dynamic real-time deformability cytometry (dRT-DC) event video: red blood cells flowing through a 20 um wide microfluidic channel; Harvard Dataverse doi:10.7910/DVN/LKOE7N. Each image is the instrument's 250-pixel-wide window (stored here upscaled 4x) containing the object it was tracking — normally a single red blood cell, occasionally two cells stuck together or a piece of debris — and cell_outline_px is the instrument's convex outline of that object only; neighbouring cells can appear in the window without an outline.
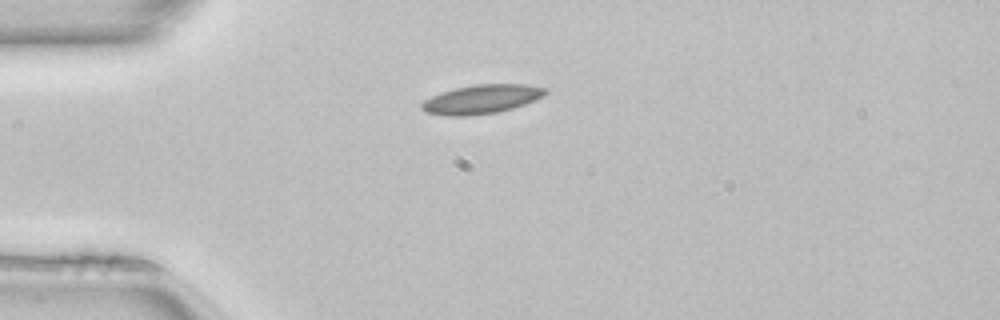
{"species": "common noctule bat (a hibernating species)", "species_latin": "Nyctalus noctula", "temperature_condition": "room temperature", "stored_images_in_passage": 38, "camera_frame_rate_fps": 3000, "um_per_image_px": 0.085, "animal": {"sex": "female", "body_mass_g": 22.7, "forearm_length_mm": 54.2}, "frame": {"image": 1, "passage_image": 1, "time_ms": 0.0, "image_size_px": [1000, 320], "cell_outline_px": [[548, 92], [544, 96], [536, 100], [512, 108], [496, 112], [468, 116], [448, 116], [424, 112], [420, 108], [420, 104], [424, 100], [432, 96], [456, 88], [476, 84], [524, 84], [548, 88]], "centroid_in_image_um": [40.95, 8.43], "position_along_channel_um": 44.1, "area_um2": 20.87}}
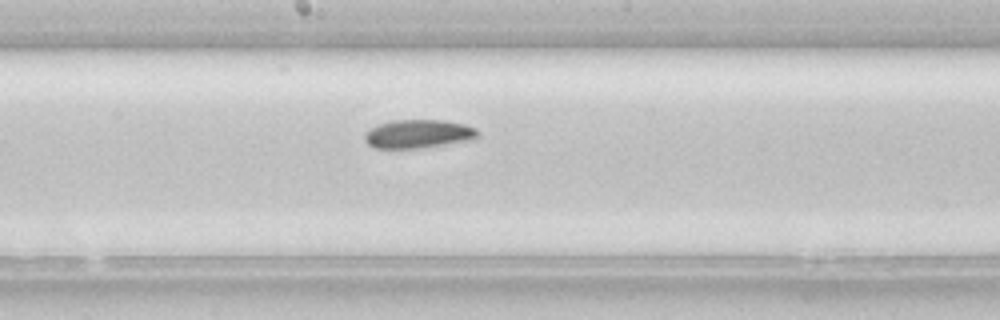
{"frame": {"image": 2, "passage_image": 15, "time_ms": 4.667, "image_size_px": [1000, 320], "cell_outline_px": [[480, 132], [476, 140], [424, 148], [376, 148], [368, 144], [364, 140], [364, 132], [380, 124], [392, 120], [444, 120], [464, 124], [476, 128]], "centroid_in_image_um": [35.62, 11.39], "position_along_channel_um": 212.6, "area_um2": 19.13}}
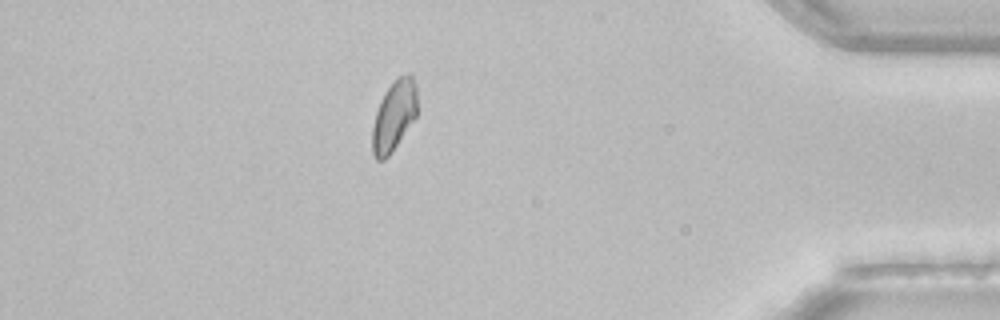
{"frame": {"image": 3, "passage_image": 32, "time_ms": 10.333, "image_size_px": [1000, 320], "cell_outline_px": [[416, 116], [392, 152], [384, 160], [376, 160], [372, 156], [372, 128], [376, 112], [380, 100], [384, 92], [400, 76], [408, 72], [412, 76], [416, 84]], "centroid_in_image_um": [33.47, 9.87], "position_along_channel_um": 401.7, "area_um2": 18.32}}